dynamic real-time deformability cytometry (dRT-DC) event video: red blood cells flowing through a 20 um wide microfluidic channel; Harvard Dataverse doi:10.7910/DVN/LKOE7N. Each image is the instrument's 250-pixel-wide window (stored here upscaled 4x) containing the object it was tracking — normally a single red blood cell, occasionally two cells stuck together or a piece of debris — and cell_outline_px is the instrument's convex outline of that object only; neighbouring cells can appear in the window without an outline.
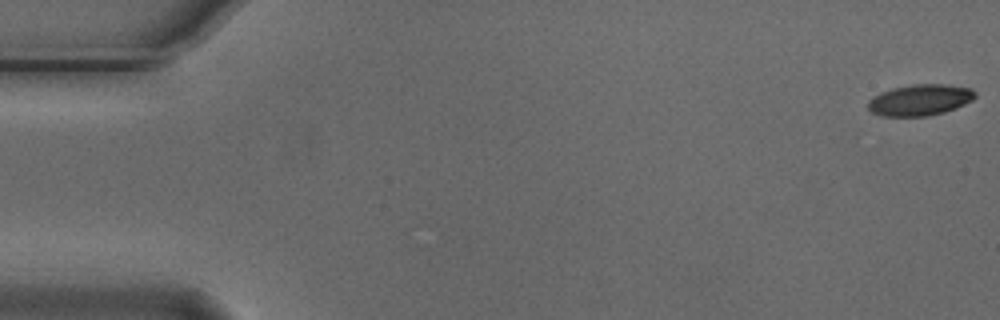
{"species": "Egyptian fruit bat (a non-hibernating species)", "species_latin": "Rousettus aegyptiacus", "temperature_condition": "cold", "stored_images_in_passage": 6, "camera_frame_rate_fps": 3000, "um_per_image_px": 0.085, "animal": {"sex": "male"}, "frame": {"image": 1, "passage_image": 1, "time_ms": 0.0, "image_size_px": [1000, 320], "cell_outline_px": [[976, 96], [972, 100], [956, 108], [944, 112], [928, 116], [884, 116], [872, 112], [868, 108], [868, 100], [872, 96], [880, 92], [892, 88], [912, 84], [948, 84], [972, 88], [976, 92]], "centroid_in_image_um": [78.2, 8.48], "position_along_channel_um": 6.8, "area_um2": 19.65}}